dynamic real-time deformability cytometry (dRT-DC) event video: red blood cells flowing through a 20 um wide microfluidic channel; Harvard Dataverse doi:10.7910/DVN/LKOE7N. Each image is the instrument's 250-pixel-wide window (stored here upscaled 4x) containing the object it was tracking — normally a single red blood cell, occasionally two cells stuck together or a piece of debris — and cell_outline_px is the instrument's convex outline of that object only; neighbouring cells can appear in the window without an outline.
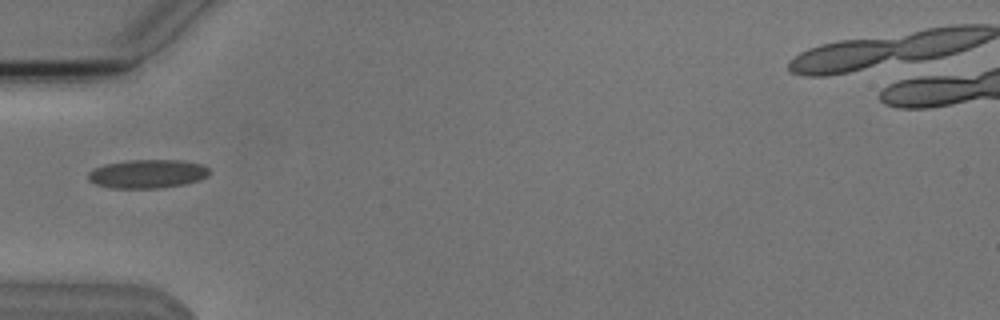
{"species": "Egyptian fruit bat (a non-hibernating species)", "species_latin": "Rousettus aegyptiacus", "temperature_condition": "cold", "stored_images_in_passage": 5, "camera_frame_rate_fps": 3000, "um_per_image_px": 0.085, "animal": {"sex": "male"}, "frame": {"image": 1, "passage_image": 2, "time_ms": 1.333, "image_size_px": [1000, 320], "cell_outline_px": [[208, 176], [200, 180], [184, 184], [160, 188], [112, 188], [96, 184], [88, 180], [88, 172], [104, 164], [124, 160], [180, 160], [200, 164], [208, 168]], "centroid_in_image_um": [12.51, 14.77], "position_along_channel_um": 72.5, "area_um2": 20.23}}
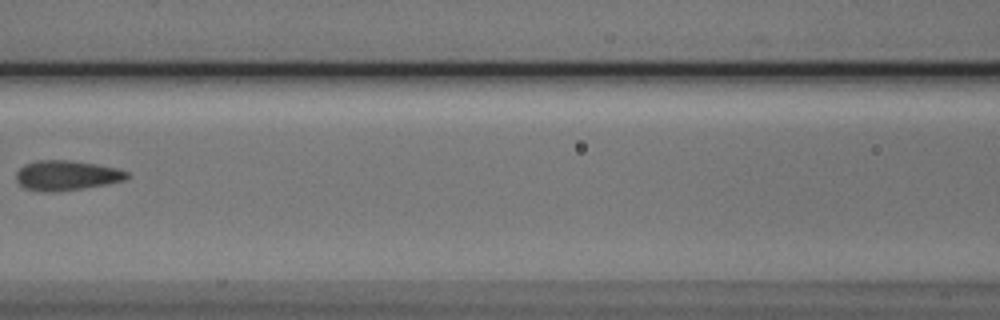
{"frame": {"image": 2, "passage_image": 4, "time_ms": 3.667, "image_size_px": [1000, 320], "cell_outline_px": [[128, 176], [124, 180], [104, 184], [56, 192], [40, 192], [24, 188], [16, 180], [16, 172], [24, 164], [36, 160], [72, 160], [96, 164], [116, 168], [128, 172]], "centroid_in_image_um": [5.59, 14.9], "position_along_channel_um": 161.0, "area_um2": 19.25}}
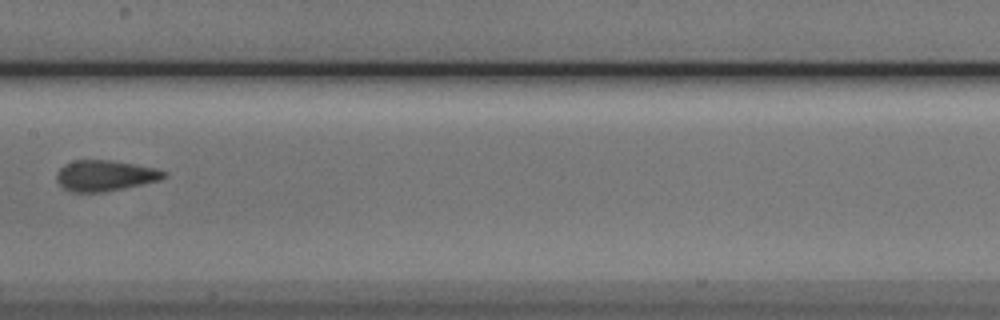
{"frame": {"image": 3, "passage_image": 5, "time_ms": 4.667, "image_size_px": [1000, 320], "cell_outline_px": [[168, 176], [160, 180], [124, 188], [104, 192], [72, 192], [64, 188], [56, 180], [56, 172], [64, 164], [76, 160], [112, 160], [156, 168], [168, 172]], "centroid_in_image_um": [8.94, 14.92], "position_along_channel_um": 198.5, "area_um2": 19.36}}